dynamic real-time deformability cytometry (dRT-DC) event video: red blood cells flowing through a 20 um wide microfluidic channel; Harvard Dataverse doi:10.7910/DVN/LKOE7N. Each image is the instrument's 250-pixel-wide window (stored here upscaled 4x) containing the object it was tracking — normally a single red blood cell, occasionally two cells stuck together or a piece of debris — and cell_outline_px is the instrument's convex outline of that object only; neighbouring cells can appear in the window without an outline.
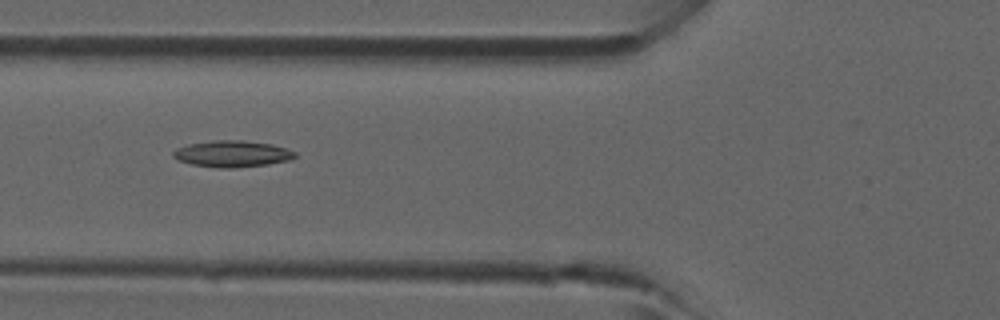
{"species": "common noctule bat (a hibernating species)", "species_latin": "Nyctalus noctula", "temperature_condition": "room temperature", "stored_images_in_passage": 45, "camera_frame_rate_fps": 3000, "um_per_image_px": 0.085, "animal": {"sex": "male", "forearm_length_mm": 52.5}, "frame": {"image": 1, "passage_image": 17, "time_ms": 5.333, "image_size_px": [1000, 320], "cell_outline_px": [[296, 156], [288, 160], [268, 164], [232, 168], [216, 168], [192, 164], [180, 160], [172, 156], [172, 152], [176, 148], [188, 144], [212, 140], [244, 140], [272, 144], [296, 152]], "centroid_in_image_um": [19.71, 13.07], "position_along_channel_um": 106.1, "area_um2": 18.73}}
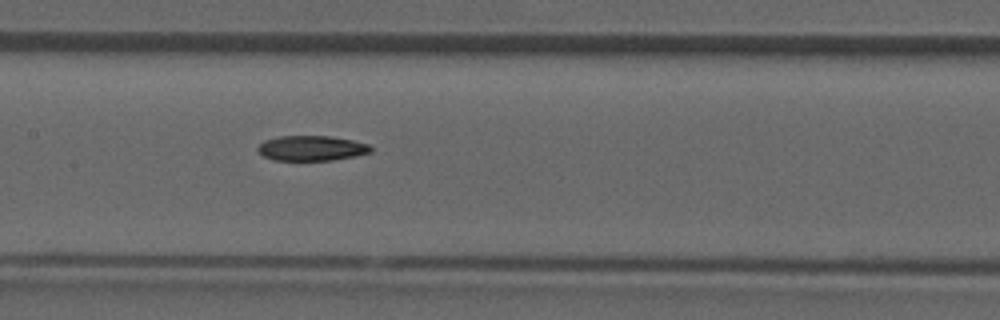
{"frame": {"image": 2, "passage_image": 22, "time_ms": 7.0, "image_size_px": [1000, 320], "cell_outline_px": [[372, 152], [356, 156], [332, 160], [272, 160], [264, 156], [256, 148], [264, 140], [280, 136], [332, 136], [352, 140], [368, 144], [372, 148]], "centroid_in_image_um": [26.49, 12.59], "position_along_channel_um": 180.9, "area_um2": 16.53}}
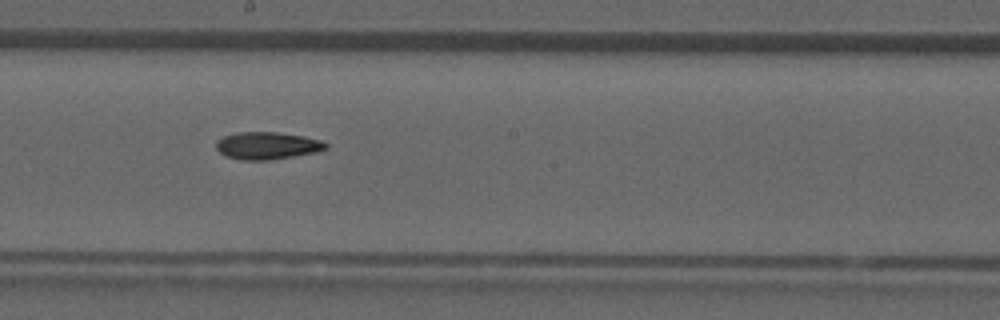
{"frame": {"image": 3, "passage_image": 25, "time_ms": 8.0, "image_size_px": [1000, 320], "cell_outline_px": [[328, 148], [316, 152], [268, 160], [240, 160], [224, 156], [216, 148], [216, 140], [224, 136], [236, 132], [276, 132], [304, 136], [320, 140], [328, 144]], "centroid_in_image_um": [22.68, 12.38], "position_along_channel_um": 225.5, "area_um2": 17.51}}